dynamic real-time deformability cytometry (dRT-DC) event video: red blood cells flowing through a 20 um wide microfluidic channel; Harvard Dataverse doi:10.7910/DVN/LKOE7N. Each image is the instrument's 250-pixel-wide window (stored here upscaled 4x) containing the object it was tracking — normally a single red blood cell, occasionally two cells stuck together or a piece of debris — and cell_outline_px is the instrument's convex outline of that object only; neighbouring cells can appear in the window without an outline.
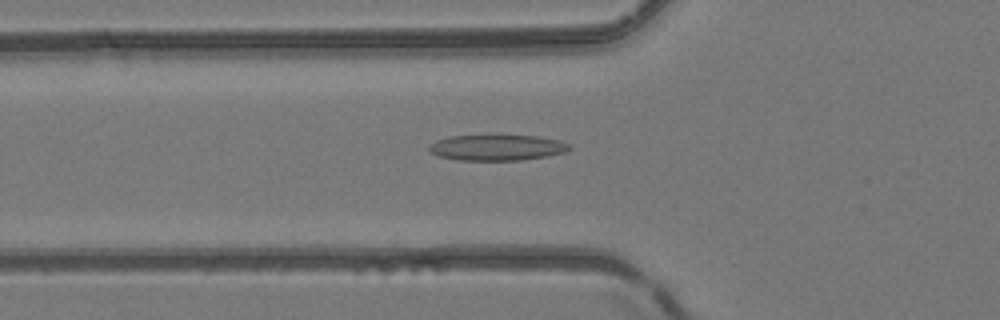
{"species": "common noctule bat (a hibernating species)", "species_latin": "Nyctalus noctula", "temperature_condition": "room temperature", "stored_images_in_passage": 50, "camera_frame_rate_fps": 3000, "um_per_image_px": 0.085, "animal": {"sex": "female", "body_mass_g": 24.6, "forearm_length_mm": 56.2}, "frame": {"image": 1, "passage_image": 18, "time_ms": 5.667, "image_size_px": [1000, 320], "cell_outline_px": [[572, 148], [564, 152], [548, 156], [520, 160], [456, 160], [440, 156], [428, 152], [428, 144], [436, 140], [448, 136], [488, 132], [500, 132], [536, 136], [560, 140], [572, 144]], "centroid_in_image_um": [42.21, 12.48], "position_along_channel_um": 83.6, "area_um2": 22.6}}
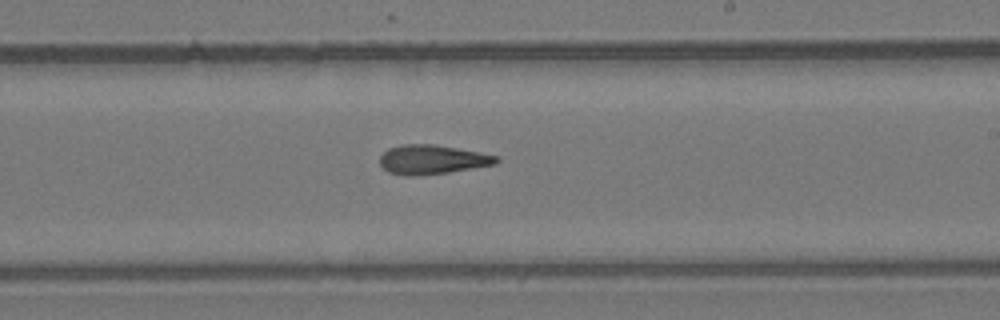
{"frame": {"image": 2, "passage_image": 30, "time_ms": 9.667, "image_size_px": [1000, 320], "cell_outline_px": [[500, 160], [496, 164], [448, 172], [412, 176], [404, 176], [388, 172], [380, 164], [380, 156], [388, 148], [400, 144], [432, 144], [456, 148], [500, 156]], "centroid_in_image_um": [36.72, 13.56], "position_along_channel_um": 252.3, "area_um2": 19.83}}
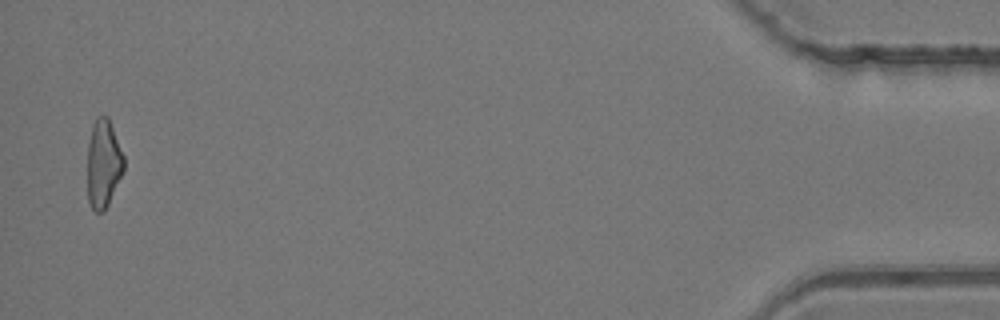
{"frame": {"image": 3, "passage_image": 49, "time_ms": 16.0, "image_size_px": [1000, 320], "cell_outline_px": [[124, 168], [108, 204], [104, 212], [96, 212], [92, 208], [88, 200], [88, 144], [92, 124], [96, 116], [108, 116], [124, 156]], "centroid_in_image_um": [8.78, 13.89], "position_along_channel_um": 426.4, "area_um2": 18.61}, "authors_computed_cell_mechanics": {"area_um2": 19.8832, "velocity_mm_per_s": 4.2049, "shape_relaxation_time_tau1_ms": null, "shape_relaxation_time_tau2_ms": 3.8152, "deformation_change_tau1": null, "deformation_change_tau2": 0.1521}}